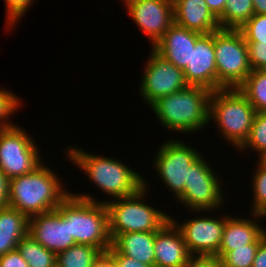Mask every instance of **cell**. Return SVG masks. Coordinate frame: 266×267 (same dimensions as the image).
Returning <instances> with one entry per match:
<instances>
[{
	"instance_id": "24",
	"label": "cell",
	"mask_w": 266,
	"mask_h": 267,
	"mask_svg": "<svg viewBox=\"0 0 266 267\" xmlns=\"http://www.w3.org/2000/svg\"><path fill=\"white\" fill-rule=\"evenodd\" d=\"M17 250L29 267H56V254L44 248L29 234L20 240Z\"/></svg>"
},
{
	"instance_id": "38",
	"label": "cell",
	"mask_w": 266,
	"mask_h": 267,
	"mask_svg": "<svg viewBox=\"0 0 266 267\" xmlns=\"http://www.w3.org/2000/svg\"><path fill=\"white\" fill-rule=\"evenodd\" d=\"M92 267H116V264L113 257L106 251L101 252L93 262Z\"/></svg>"
},
{
	"instance_id": "39",
	"label": "cell",
	"mask_w": 266,
	"mask_h": 267,
	"mask_svg": "<svg viewBox=\"0 0 266 267\" xmlns=\"http://www.w3.org/2000/svg\"><path fill=\"white\" fill-rule=\"evenodd\" d=\"M208 6V9L214 14L218 19L224 11L226 0H205Z\"/></svg>"
},
{
	"instance_id": "18",
	"label": "cell",
	"mask_w": 266,
	"mask_h": 267,
	"mask_svg": "<svg viewBox=\"0 0 266 267\" xmlns=\"http://www.w3.org/2000/svg\"><path fill=\"white\" fill-rule=\"evenodd\" d=\"M174 23L200 34L220 30L218 19L205 0H178L174 4Z\"/></svg>"
},
{
	"instance_id": "40",
	"label": "cell",
	"mask_w": 266,
	"mask_h": 267,
	"mask_svg": "<svg viewBox=\"0 0 266 267\" xmlns=\"http://www.w3.org/2000/svg\"><path fill=\"white\" fill-rule=\"evenodd\" d=\"M254 14H266V0H253Z\"/></svg>"
},
{
	"instance_id": "35",
	"label": "cell",
	"mask_w": 266,
	"mask_h": 267,
	"mask_svg": "<svg viewBox=\"0 0 266 267\" xmlns=\"http://www.w3.org/2000/svg\"><path fill=\"white\" fill-rule=\"evenodd\" d=\"M0 267H29V265L18 250H14L0 257Z\"/></svg>"
},
{
	"instance_id": "13",
	"label": "cell",
	"mask_w": 266,
	"mask_h": 267,
	"mask_svg": "<svg viewBox=\"0 0 266 267\" xmlns=\"http://www.w3.org/2000/svg\"><path fill=\"white\" fill-rule=\"evenodd\" d=\"M126 7L129 16L146 33L152 47L174 24V5L168 0H134Z\"/></svg>"
},
{
	"instance_id": "17",
	"label": "cell",
	"mask_w": 266,
	"mask_h": 267,
	"mask_svg": "<svg viewBox=\"0 0 266 267\" xmlns=\"http://www.w3.org/2000/svg\"><path fill=\"white\" fill-rule=\"evenodd\" d=\"M201 35L174 23L152 48L164 59L183 70L187 63H190L191 49Z\"/></svg>"
},
{
	"instance_id": "6",
	"label": "cell",
	"mask_w": 266,
	"mask_h": 267,
	"mask_svg": "<svg viewBox=\"0 0 266 267\" xmlns=\"http://www.w3.org/2000/svg\"><path fill=\"white\" fill-rule=\"evenodd\" d=\"M147 189V182L144 181V187L131 196L112 202L102 201L108 210L112 241L121 233L158 231L170 220L171 216L166 212L147 205L146 201H140L148 193Z\"/></svg>"
},
{
	"instance_id": "43",
	"label": "cell",
	"mask_w": 266,
	"mask_h": 267,
	"mask_svg": "<svg viewBox=\"0 0 266 267\" xmlns=\"http://www.w3.org/2000/svg\"><path fill=\"white\" fill-rule=\"evenodd\" d=\"M262 160L266 163V156L262 158Z\"/></svg>"
},
{
	"instance_id": "4",
	"label": "cell",
	"mask_w": 266,
	"mask_h": 267,
	"mask_svg": "<svg viewBox=\"0 0 266 267\" xmlns=\"http://www.w3.org/2000/svg\"><path fill=\"white\" fill-rule=\"evenodd\" d=\"M66 155L102 192L114 199L131 196L144 187L143 176L118 159L90 154L72 146Z\"/></svg>"
},
{
	"instance_id": "23",
	"label": "cell",
	"mask_w": 266,
	"mask_h": 267,
	"mask_svg": "<svg viewBox=\"0 0 266 267\" xmlns=\"http://www.w3.org/2000/svg\"><path fill=\"white\" fill-rule=\"evenodd\" d=\"M238 90L256 112H266V69L252 70Z\"/></svg>"
},
{
	"instance_id": "21",
	"label": "cell",
	"mask_w": 266,
	"mask_h": 267,
	"mask_svg": "<svg viewBox=\"0 0 266 267\" xmlns=\"http://www.w3.org/2000/svg\"><path fill=\"white\" fill-rule=\"evenodd\" d=\"M29 217L17 209H0V257L17 250V245L28 235Z\"/></svg>"
},
{
	"instance_id": "3",
	"label": "cell",
	"mask_w": 266,
	"mask_h": 267,
	"mask_svg": "<svg viewBox=\"0 0 266 267\" xmlns=\"http://www.w3.org/2000/svg\"><path fill=\"white\" fill-rule=\"evenodd\" d=\"M212 91L189 85L157 100L150 108L164 128L183 133L203 130L209 120Z\"/></svg>"
},
{
	"instance_id": "7",
	"label": "cell",
	"mask_w": 266,
	"mask_h": 267,
	"mask_svg": "<svg viewBox=\"0 0 266 267\" xmlns=\"http://www.w3.org/2000/svg\"><path fill=\"white\" fill-rule=\"evenodd\" d=\"M217 90L238 88L252 72L247 43L239 30L214 32Z\"/></svg>"
},
{
	"instance_id": "22",
	"label": "cell",
	"mask_w": 266,
	"mask_h": 267,
	"mask_svg": "<svg viewBox=\"0 0 266 267\" xmlns=\"http://www.w3.org/2000/svg\"><path fill=\"white\" fill-rule=\"evenodd\" d=\"M254 15L253 0H226L218 18L221 29H240Z\"/></svg>"
},
{
	"instance_id": "34",
	"label": "cell",
	"mask_w": 266,
	"mask_h": 267,
	"mask_svg": "<svg viewBox=\"0 0 266 267\" xmlns=\"http://www.w3.org/2000/svg\"><path fill=\"white\" fill-rule=\"evenodd\" d=\"M184 267H222L217 256L192 255Z\"/></svg>"
},
{
	"instance_id": "29",
	"label": "cell",
	"mask_w": 266,
	"mask_h": 267,
	"mask_svg": "<svg viewBox=\"0 0 266 267\" xmlns=\"http://www.w3.org/2000/svg\"><path fill=\"white\" fill-rule=\"evenodd\" d=\"M238 30L246 42L266 43V14H254Z\"/></svg>"
},
{
	"instance_id": "5",
	"label": "cell",
	"mask_w": 266,
	"mask_h": 267,
	"mask_svg": "<svg viewBox=\"0 0 266 267\" xmlns=\"http://www.w3.org/2000/svg\"><path fill=\"white\" fill-rule=\"evenodd\" d=\"M256 110L238 88L212 91L209 120H214L222 138L237 149L246 141Z\"/></svg>"
},
{
	"instance_id": "30",
	"label": "cell",
	"mask_w": 266,
	"mask_h": 267,
	"mask_svg": "<svg viewBox=\"0 0 266 267\" xmlns=\"http://www.w3.org/2000/svg\"><path fill=\"white\" fill-rule=\"evenodd\" d=\"M20 98L11 91L0 88V129H6L15 126L9 121L15 111L22 105ZM9 121V122H8Z\"/></svg>"
},
{
	"instance_id": "2",
	"label": "cell",
	"mask_w": 266,
	"mask_h": 267,
	"mask_svg": "<svg viewBox=\"0 0 266 267\" xmlns=\"http://www.w3.org/2000/svg\"><path fill=\"white\" fill-rule=\"evenodd\" d=\"M77 194L70 193L57 209L69 220L70 235L76 244L106 252L112 246L106 204L87 193Z\"/></svg>"
},
{
	"instance_id": "26",
	"label": "cell",
	"mask_w": 266,
	"mask_h": 267,
	"mask_svg": "<svg viewBox=\"0 0 266 267\" xmlns=\"http://www.w3.org/2000/svg\"><path fill=\"white\" fill-rule=\"evenodd\" d=\"M258 168L255 170V174H253V208L252 214L253 219L257 218H265L266 217V163L259 159Z\"/></svg>"
},
{
	"instance_id": "41",
	"label": "cell",
	"mask_w": 266,
	"mask_h": 267,
	"mask_svg": "<svg viewBox=\"0 0 266 267\" xmlns=\"http://www.w3.org/2000/svg\"><path fill=\"white\" fill-rule=\"evenodd\" d=\"M123 1H124L125 6H126L129 2L134 1V0H123Z\"/></svg>"
},
{
	"instance_id": "42",
	"label": "cell",
	"mask_w": 266,
	"mask_h": 267,
	"mask_svg": "<svg viewBox=\"0 0 266 267\" xmlns=\"http://www.w3.org/2000/svg\"><path fill=\"white\" fill-rule=\"evenodd\" d=\"M171 4H174L175 2H177L178 0H168Z\"/></svg>"
},
{
	"instance_id": "27",
	"label": "cell",
	"mask_w": 266,
	"mask_h": 267,
	"mask_svg": "<svg viewBox=\"0 0 266 267\" xmlns=\"http://www.w3.org/2000/svg\"><path fill=\"white\" fill-rule=\"evenodd\" d=\"M251 148L259 153L258 159L266 156V112H257L246 141L237 150Z\"/></svg>"
},
{
	"instance_id": "9",
	"label": "cell",
	"mask_w": 266,
	"mask_h": 267,
	"mask_svg": "<svg viewBox=\"0 0 266 267\" xmlns=\"http://www.w3.org/2000/svg\"><path fill=\"white\" fill-rule=\"evenodd\" d=\"M217 176L201 155L188 169L187 185L177 198L178 202L198 213L218 210L224 204V195Z\"/></svg>"
},
{
	"instance_id": "10",
	"label": "cell",
	"mask_w": 266,
	"mask_h": 267,
	"mask_svg": "<svg viewBox=\"0 0 266 267\" xmlns=\"http://www.w3.org/2000/svg\"><path fill=\"white\" fill-rule=\"evenodd\" d=\"M191 147L183 141L171 139L162 144L153 161V166L158 172L156 174L160 175V179L176 198L184 192L187 185L188 169L201 156Z\"/></svg>"
},
{
	"instance_id": "31",
	"label": "cell",
	"mask_w": 266,
	"mask_h": 267,
	"mask_svg": "<svg viewBox=\"0 0 266 267\" xmlns=\"http://www.w3.org/2000/svg\"><path fill=\"white\" fill-rule=\"evenodd\" d=\"M33 1L35 0H5L7 27H14L26 11H29L28 8Z\"/></svg>"
},
{
	"instance_id": "1",
	"label": "cell",
	"mask_w": 266,
	"mask_h": 267,
	"mask_svg": "<svg viewBox=\"0 0 266 267\" xmlns=\"http://www.w3.org/2000/svg\"><path fill=\"white\" fill-rule=\"evenodd\" d=\"M57 174L41 164L33 172L9 179V207L29 218L58 208L71 193Z\"/></svg>"
},
{
	"instance_id": "11",
	"label": "cell",
	"mask_w": 266,
	"mask_h": 267,
	"mask_svg": "<svg viewBox=\"0 0 266 267\" xmlns=\"http://www.w3.org/2000/svg\"><path fill=\"white\" fill-rule=\"evenodd\" d=\"M147 61L140 84V94L147 105L152 106L161 97L189 86L183 70L164 59L153 48Z\"/></svg>"
},
{
	"instance_id": "33",
	"label": "cell",
	"mask_w": 266,
	"mask_h": 267,
	"mask_svg": "<svg viewBox=\"0 0 266 267\" xmlns=\"http://www.w3.org/2000/svg\"><path fill=\"white\" fill-rule=\"evenodd\" d=\"M107 252L113 257L116 267H153L121 254L113 245Z\"/></svg>"
},
{
	"instance_id": "25",
	"label": "cell",
	"mask_w": 266,
	"mask_h": 267,
	"mask_svg": "<svg viewBox=\"0 0 266 267\" xmlns=\"http://www.w3.org/2000/svg\"><path fill=\"white\" fill-rule=\"evenodd\" d=\"M100 254L95 246L76 244L56 254V267H92Z\"/></svg>"
},
{
	"instance_id": "19",
	"label": "cell",
	"mask_w": 266,
	"mask_h": 267,
	"mask_svg": "<svg viewBox=\"0 0 266 267\" xmlns=\"http://www.w3.org/2000/svg\"><path fill=\"white\" fill-rule=\"evenodd\" d=\"M266 237V230L255 219L226 216L222 242L216 255L220 259L229 251L252 243H260Z\"/></svg>"
},
{
	"instance_id": "32",
	"label": "cell",
	"mask_w": 266,
	"mask_h": 267,
	"mask_svg": "<svg viewBox=\"0 0 266 267\" xmlns=\"http://www.w3.org/2000/svg\"><path fill=\"white\" fill-rule=\"evenodd\" d=\"M252 70L266 69V43L246 42Z\"/></svg>"
},
{
	"instance_id": "37",
	"label": "cell",
	"mask_w": 266,
	"mask_h": 267,
	"mask_svg": "<svg viewBox=\"0 0 266 267\" xmlns=\"http://www.w3.org/2000/svg\"><path fill=\"white\" fill-rule=\"evenodd\" d=\"M252 267H266V237L259 243Z\"/></svg>"
},
{
	"instance_id": "20",
	"label": "cell",
	"mask_w": 266,
	"mask_h": 267,
	"mask_svg": "<svg viewBox=\"0 0 266 267\" xmlns=\"http://www.w3.org/2000/svg\"><path fill=\"white\" fill-rule=\"evenodd\" d=\"M155 235L156 231L121 233L112 245L121 254L155 267Z\"/></svg>"
},
{
	"instance_id": "15",
	"label": "cell",
	"mask_w": 266,
	"mask_h": 267,
	"mask_svg": "<svg viewBox=\"0 0 266 267\" xmlns=\"http://www.w3.org/2000/svg\"><path fill=\"white\" fill-rule=\"evenodd\" d=\"M185 80L192 86L217 90V69L214 50V32L202 34L191 49L190 63L183 69Z\"/></svg>"
},
{
	"instance_id": "14",
	"label": "cell",
	"mask_w": 266,
	"mask_h": 267,
	"mask_svg": "<svg viewBox=\"0 0 266 267\" xmlns=\"http://www.w3.org/2000/svg\"><path fill=\"white\" fill-rule=\"evenodd\" d=\"M28 234L55 254L76 245L70 235L69 220L58 209L30 217Z\"/></svg>"
},
{
	"instance_id": "16",
	"label": "cell",
	"mask_w": 266,
	"mask_h": 267,
	"mask_svg": "<svg viewBox=\"0 0 266 267\" xmlns=\"http://www.w3.org/2000/svg\"><path fill=\"white\" fill-rule=\"evenodd\" d=\"M154 249L155 267H184L192 256L171 219L156 231Z\"/></svg>"
},
{
	"instance_id": "36",
	"label": "cell",
	"mask_w": 266,
	"mask_h": 267,
	"mask_svg": "<svg viewBox=\"0 0 266 267\" xmlns=\"http://www.w3.org/2000/svg\"><path fill=\"white\" fill-rule=\"evenodd\" d=\"M9 178L0 170V209L9 206Z\"/></svg>"
},
{
	"instance_id": "28",
	"label": "cell",
	"mask_w": 266,
	"mask_h": 267,
	"mask_svg": "<svg viewBox=\"0 0 266 267\" xmlns=\"http://www.w3.org/2000/svg\"><path fill=\"white\" fill-rule=\"evenodd\" d=\"M259 243H252L227 252L220 260L222 267H252Z\"/></svg>"
},
{
	"instance_id": "8",
	"label": "cell",
	"mask_w": 266,
	"mask_h": 267,
	"mask_svg": "<svg viewBox=\"0 0 266 267\" xmlns=\"http://www.w3.org/2000/svg\"><path fill=\"white\" fill-rule=\"evenodd\" d=\"M23 129L17 125L0 129V170L9 179L33 172L43 163L34 140Z\"/></svg>"
},
{
	"instance_id": "12",
	"label": "cell",
	"mask_w": 266,
	"mask_h": 267,
	"mask_svg": "<svg viewBox=\"0 0 266 267\" xmlns=\"http://www.w3.org/2000/svg\"><path fill=\"white\" fill-rule=\"evenodd\" d=\"M170 219L180 230L187 249L191 255L216 256L222 242L226 215L219 218L208 216L190 219L178 224L174 218ZM221 219V220H220Z\"/></svg>"
}]
</instances>
